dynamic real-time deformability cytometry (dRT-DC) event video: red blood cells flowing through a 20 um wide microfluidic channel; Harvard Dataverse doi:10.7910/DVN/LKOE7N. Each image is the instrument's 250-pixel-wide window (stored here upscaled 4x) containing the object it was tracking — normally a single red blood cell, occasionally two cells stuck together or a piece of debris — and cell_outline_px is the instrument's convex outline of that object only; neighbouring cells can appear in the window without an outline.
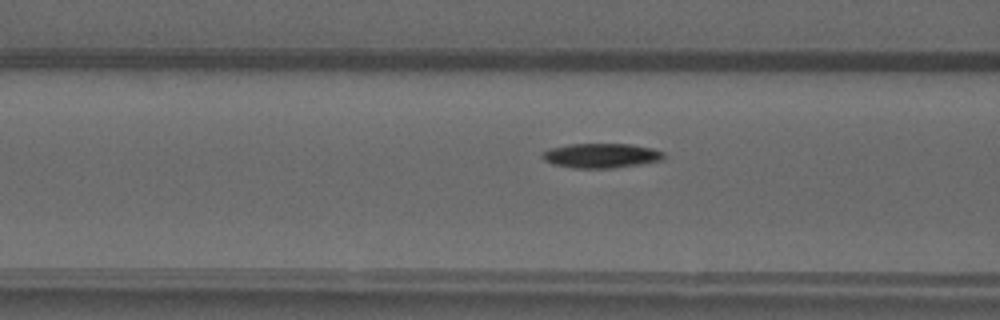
{"species": "common noctule bat (a hibernating species)", "species_latin": "Nyctalus noctula", "temperature_condition": "warm", "stored_images_in_passage": 36, "camera_frame_rate_fps": 3000, "um_per_image_px": 0.085, "animal": {"sex": "male", "forearm_length_mm": 52.5}, "frame": {"image": 1, "passage_image": 11, "time_ms": 3.333, "image_size_px": [1000, 320], "cell_outline_px": [[664, 160], [640, 164], [612, 168], [576, 168], [552, 164], [544, 160], [540, 156], [540, 152], [552, 148], [568, 144], [632, 144], [652, 148], [664, 152]], "centroid_in_image_um": [51.09, 13.22], "position_along_channel_um": 115.5, "area_um2": 17.51}}
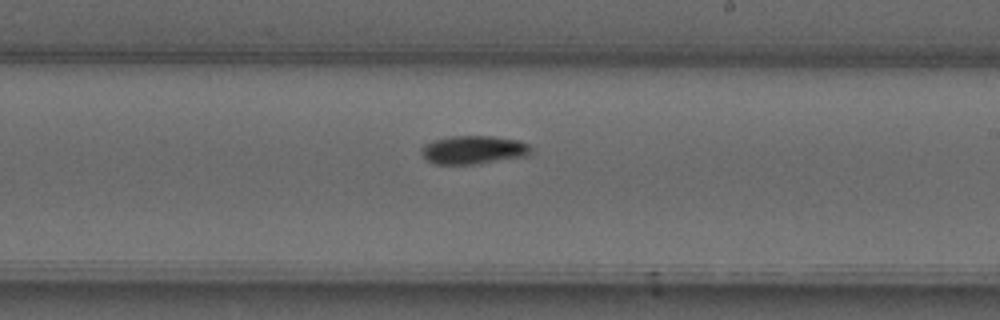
{"frame": {"image": 2, "passage_image": 21, "time_ms": 6.667, "image_size_px": [1000, 320], "cell_outline_px": [[532, 152], [528, 156], [476, 164], [436, 164], [428, 160], [420, 152], [420, 148], [424, 144], [432, 140], [452, 136], [492, 136], [520, 140], [528, 144], [532, 148]], "centroid_in_image_um": [40.27, 12.73], "position_along_channel_um": 248.7, "area_um2": 18.32}}
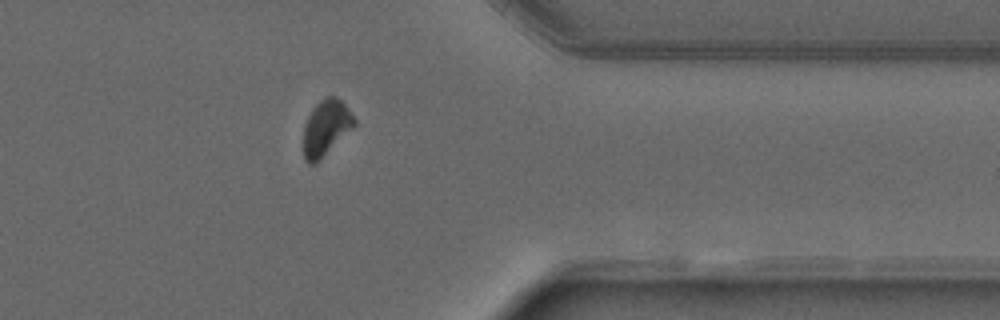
{"frame": {"image": 3, "passage_image": 32, "time_ms": 10.333, "image_size_px": [1000, 320], "cell_outline_px": [[356, 124], [320, 160], [312, 164], [308, 164], [304, 160], [304, 128], [308, 116], [312, 108], [320, 100], [328, 96], [336, 96], [348, 108], [356, 120]], "centroid_in_image_um": [27.7, 10.86], "position_along_channel_um": 383.7, "area_um2": 16.3}}